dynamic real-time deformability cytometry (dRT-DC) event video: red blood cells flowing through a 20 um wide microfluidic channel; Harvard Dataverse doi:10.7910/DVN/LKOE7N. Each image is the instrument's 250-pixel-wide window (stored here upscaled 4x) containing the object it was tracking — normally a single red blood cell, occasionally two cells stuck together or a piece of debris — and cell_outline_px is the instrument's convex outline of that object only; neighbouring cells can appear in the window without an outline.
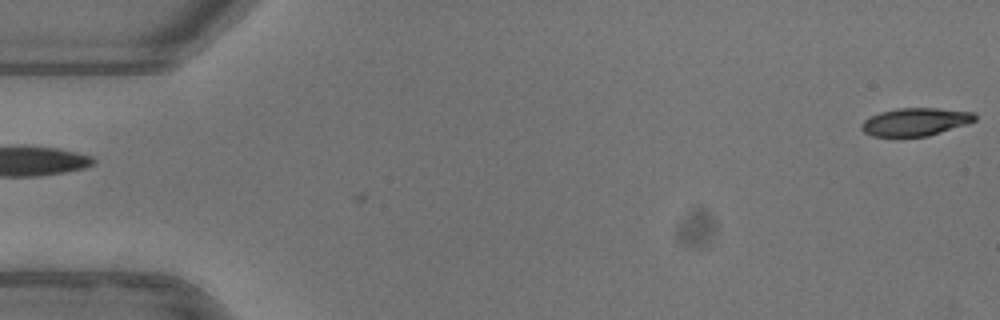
{"species": "common noctule bat (a hibernating species)", "species_latin": "Nyctalus noctula", "temperature_condition": "warm", "stored_images_in_passage": 52, "camera_frame_rate_fps": 3000, "um_per_image_px": 0.085, "animal": {"sex": "female"}, "frame": {"image": 1, "passage_image": 1, "time_ms": 0.0, "image_size_px": [1000, 320], "cell_outline_px": [[976, 120], [968, 124], [928, 136], [872, 136], [864, 132], [860, 128], [860, 124], [864, 120], [880, 112], [896, 108], [936, 108], [976, 112]], "centroid_in_image_um": [77.83, 10.35], "position_along_channel_um": 7.2, "area_um2": 18.5}}
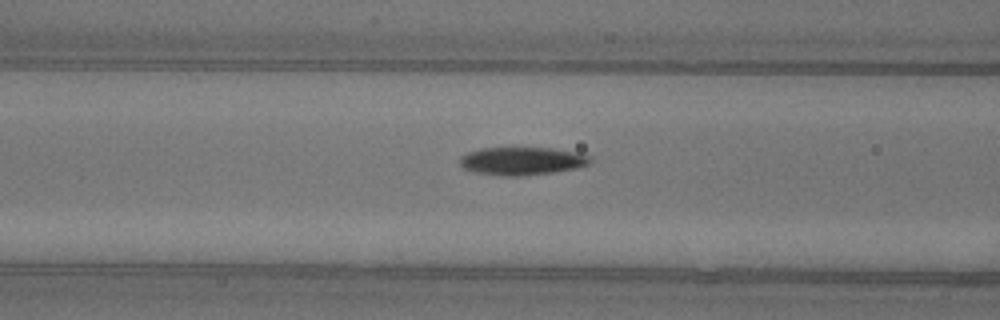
{"frame": {"image": 2, "passage_image": 21, "time_ms": 6.667, "image_size_px": [1000, 320], "cell_outline_px": [[592, 160], [588, 164], [576, 168], [552, 172], [516, 176], [508, 176], [476, 172], [464, 168], [460, 164], [460, 156], [468, 152], [480, 148], [552, 148], [580, 152], [592, 156]], "centroid_in_image_um": [44.41, 13.67], "position_along_channel_um": 122.2, "area_um2": 21.15}}
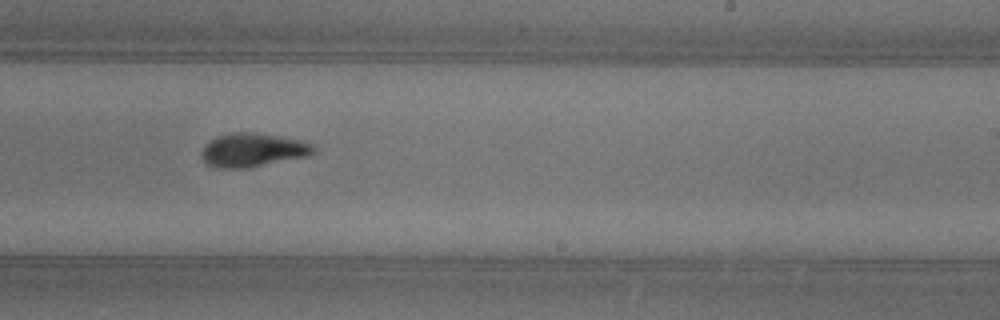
{"frame": {"image": 3, "passage_image": 32, "time_ms": 10.333, "image_size_px": [1000, 320], "cell_outline_px": [[316, 148], [308, 156], [248, 168], [220, 168], [208, 164], [200, 156], [200, 152], [216, 136], [236, 132], [252, 132], [280, 136], [304, 140], [316, 144]], "centroid_in_image_um": [21.54, 12.75], "position_along_channel_um": 267.5, "area_um2": 22.02}, "authors_computed_cell_mechanics": {"area_um2": 20.5479, "velocity_mm_per_s": 3.9653, "shape_relaxation_time_tau1_ms": 3.6559, "shape_relaxation_time_tau2_ms": 2.1735, "deformation_change_tau1": 0.1776, "deformation_change_tau2": 0.0862}}